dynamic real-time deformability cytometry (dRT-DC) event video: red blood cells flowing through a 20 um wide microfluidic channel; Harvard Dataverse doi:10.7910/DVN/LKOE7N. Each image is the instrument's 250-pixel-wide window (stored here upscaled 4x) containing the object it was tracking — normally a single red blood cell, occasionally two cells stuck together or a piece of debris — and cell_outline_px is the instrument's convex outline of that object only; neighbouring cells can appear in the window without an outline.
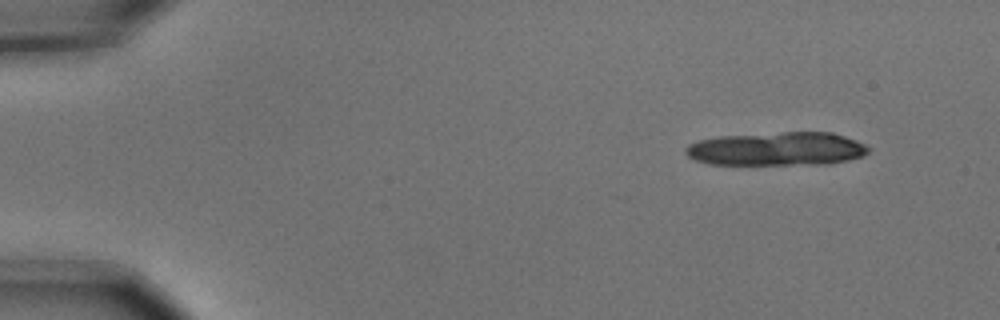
{"species": "common noctule bat (a hibernating species)", "species_latin": "Nyctalus noctula", "temperature_condition": "cold", "stored_images_in_passage": 8, "camera_frame_rate_fps": 3000, "um_per_image_px": 0.085, "animal": {"sex": "male", "body_mass_g": 15.6}, "frame": {"image": 1, "passage_image": 1, "time_ms": 0.0, "image_size_px": [1000, 320], "cell_outline_px": [[868, 152], [864, 156], [848, 160], [828, 164], [708, 164], [696, 160], [688, 156], [684, 152], [684, 148], [688, 144], [700, 140], [720, 136], [784, 132], [832, 132], [856, 140], [864, 144], [868, 148]], "centroid_in_image_um": [66.03, 12.65], "position_along_channel_um": 19.0, "area_um2": 35.72}}
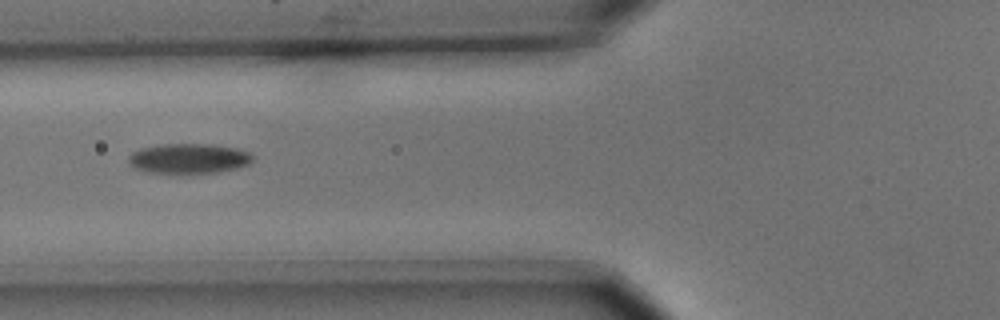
{"frame": {"image": 2, "passage_image": 6, "time_ms": 1.667, "image_size_px": [1000, 320], "cell_outline_px": [[252, 160], [248, 164], [236, 168], [220, 172], [172, 176], [152, 172], [136, 168], [128, 160], [128, 156], [132, 152], [140, 148], [160, 144], [208, 144], [236, 148], [248, 152], [252, 156]], "centroid_in_image_um": [16.02, 13.51], "position_along_channel_um": 109.8, "area_um2": 22.2}}
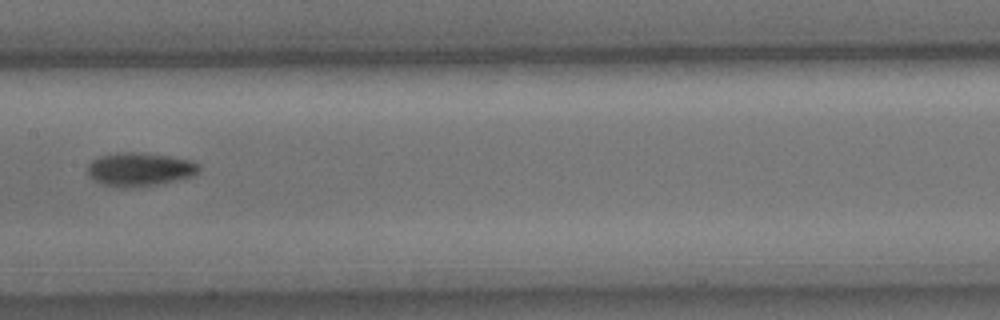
{"frame": {"image": 3, "passage_image": 8, "time_ms": 2.333, "image_size_px": [1000, 320], "cell_outline_px": [[200, 168], [192, 176], [164, 184], [104, 184], [96, 180], [88, 172], [88, 164], [92, 160], [100, 156], [116, 152], [140, 152], [168, 156], [192, 160], [200, 164]], "centroid_in_image_um": [11.95, 14.33], "position_along_channel_um": 195.5, "area_um2": 20.92}}